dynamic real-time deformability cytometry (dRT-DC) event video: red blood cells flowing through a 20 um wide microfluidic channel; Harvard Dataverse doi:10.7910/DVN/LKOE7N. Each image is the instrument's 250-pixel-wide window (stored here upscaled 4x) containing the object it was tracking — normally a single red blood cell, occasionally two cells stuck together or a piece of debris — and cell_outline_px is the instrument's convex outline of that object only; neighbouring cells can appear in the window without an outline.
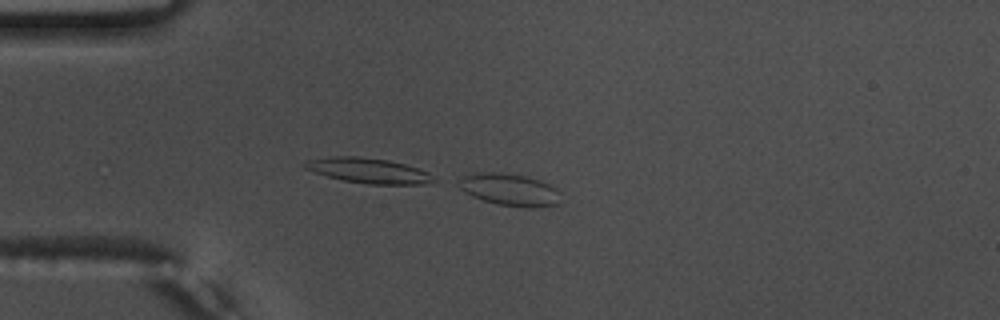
{"species": "common noctule bat (a hibernating species)", "species_latin": "Nyctalus noctula", "temperature_condition": "warm", "stored_images_in_passage": 14, "camera_frame_rate_fps": 3000, "um_per_image_px": 0.085, "animal": {"sex": "male", "body_mass_g": 17.5, "forearm_length_mm": 52.3}, "frame": {"image": 1, "passage_image": 14, "time_ms": 4.333, "image_size_px": [1000, 320], "cell_outline_px": [[560, 204], [532, 208], [528, 208], [496, 204], [472, 196], [464, 192], [456, 184], [456, 180], [472, 172], [500, 172], [528, 176], [540, 180], [556, 188]], "centroid_in_image_um": [43.27, 16.11], "position_along_channel_um": 41.7, "area_um2": 19.36}}